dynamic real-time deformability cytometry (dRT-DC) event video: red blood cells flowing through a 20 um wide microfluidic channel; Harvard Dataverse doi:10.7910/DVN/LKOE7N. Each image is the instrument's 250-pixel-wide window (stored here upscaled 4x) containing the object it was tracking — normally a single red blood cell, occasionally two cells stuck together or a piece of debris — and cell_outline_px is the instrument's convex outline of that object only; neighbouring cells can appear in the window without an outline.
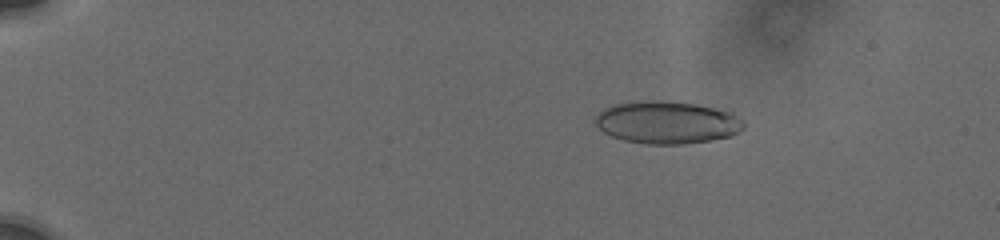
{"species": "human", "species_latin": "Homo sapiens", "temperature_condition": "cold", "stored_images_in_passage": 66, "camera_frame_rate_fps": 3000, "um_per_image_px": 0.085, "donor": {"sex": "male"}, "frame": {"image": 1, "passage_image": 12, "time_ms": 3.333, "image_size_px": [1000, 240], "cell_outline_px": [[744, 128], [732, 136], [712, 140], [684, 144], [648, 144], [624, 140], [612, 136], [604, 132], [596, 124], [596, 116], [604, 108], [612, 104], [648, 100], [660, 100], [696, 104], [732, 112], [744, 124]], "centroid_in_image_um": [56.7, 10.4], "position_along_channel_um": 28.3, "area_um2": 36.65}}
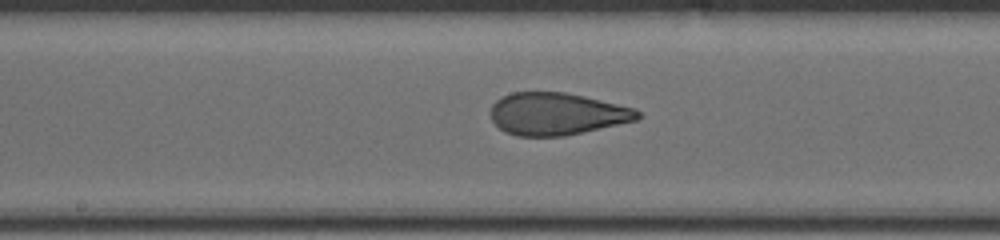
{"frame": {"image": 2, "passage_image": 38, "time_ms": 10.667, "image_size_px": [1000, 240], "cell_outline_px": [[640, 116], [636, 120], [564, 136], [516, 136], [504, 132], [492, 120], [492, 104], [496, 100], [512, 92], [564, 92], [584, 96], [636, 108], [640, 112]], "centroid_in_image_um": [47.32, 9.68], "position_along_channel_um": 200.9, "area_um2": 36.01}}
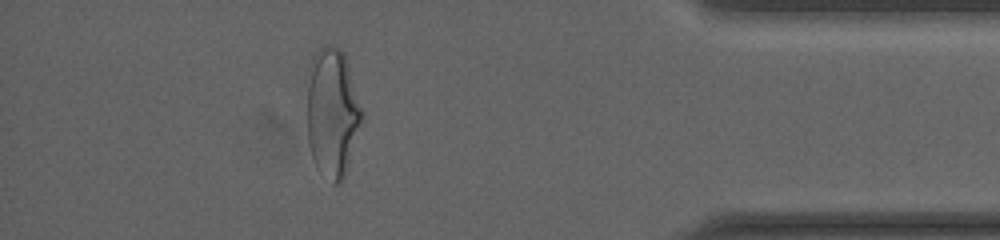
{"frame": {"image": 3, "passage_image": 60, "time_ms": 17.0, "image_size_px": [1000, 240], "cell_outline_px": [[364, 116], [344, 176], [336, 184], [332, 184], [316, 168], [308, 144], [308, 88], [312, 60], [316, 52], [320, 48], [332, 44], [340, 48], [344, 52], [364, 112]], "centroid_in_image_um": [28.27, 9.58], "position_along_channel_um": 406.9, "area_um2": 41.04}, "authors_computed_cell_mechanics": {"area_um2": 37.1654, "velocity_mm_per_s": 3.7711, "shape_relaxation_time_tau1_ms": 5.6855, "shape_relaxation_time_tau2_ms": 0.8527, "deformation_change_tau1": 0.1617, "deformation_change_tau2": 0.079}}